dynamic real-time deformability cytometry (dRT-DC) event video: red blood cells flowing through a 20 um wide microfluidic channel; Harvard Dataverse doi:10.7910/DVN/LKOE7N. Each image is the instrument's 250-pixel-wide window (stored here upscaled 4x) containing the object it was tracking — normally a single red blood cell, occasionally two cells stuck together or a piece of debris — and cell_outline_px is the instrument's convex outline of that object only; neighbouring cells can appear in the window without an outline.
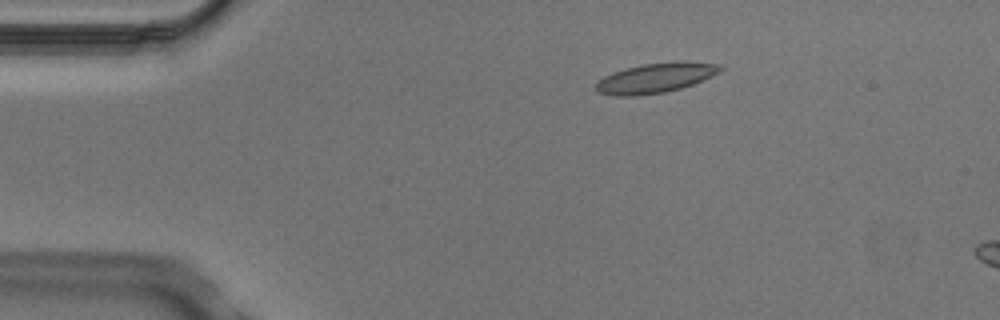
{"species": "Egyptian fruit bat (a non-hibernating species)", "species_latin": "Rousettus aegyptiacus", "temperature_condition": "cold", "stored_images_in_passage": 5, "camera_frame_rate_fps": 3000, "um_per_image_px": 0.085, "animal": {"sex": "male"}, "frame": {"image": 1, "passage_image": 3, "time_ms": 0.667, "image_size_px": [1000, 320], "cell_outline_px": [[724, 68], [720, 72], [712, 76], [692, 84], [680, 88], [664, 92], [636, 96], [612, 96], [596, 92], [596, 84], [604, 76], [612, 72], [644, 64], [676, 60], [688, 60], [720, 64]], "centroid_in_image_um": [55.76, 6.61], "position_along_channel_um": 29.2, "area_um2": 21.85}}